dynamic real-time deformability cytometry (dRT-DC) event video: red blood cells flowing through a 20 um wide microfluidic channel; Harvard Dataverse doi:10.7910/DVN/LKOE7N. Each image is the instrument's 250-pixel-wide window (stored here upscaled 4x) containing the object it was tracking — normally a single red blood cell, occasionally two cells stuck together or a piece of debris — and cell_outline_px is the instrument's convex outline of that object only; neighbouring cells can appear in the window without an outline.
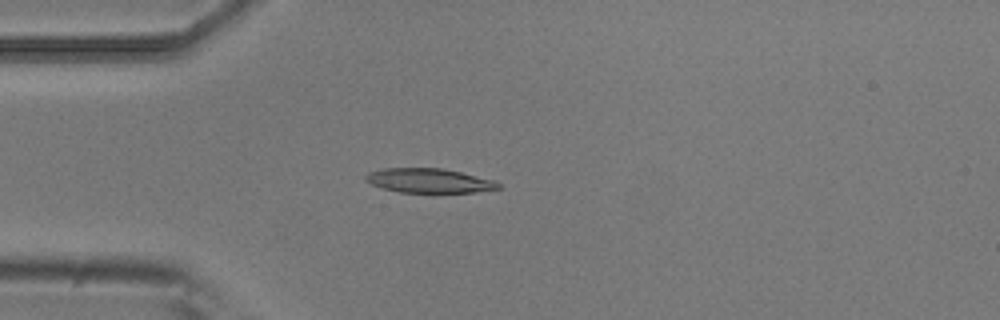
{"species": "common noctule bat (a hibernating species)", "species_latin": "Nyctalus noctula", "temperature_condition": "room temperature", "stored_images_in_passage": 4, "camera_frame_rate_fps": 3000, "um_per_image_px": 0.085, "animal": {"sex": "male", "body_mass_g": 20.5, "forearm_length_mm": 52.5}, "frame": {"image": 1, "passage_image": 3, "time_ms": 0.667, "image_size_px": [1000, 320], "cell_outline_px": [[500, 188], [476, 192], [400, 192], [384, 188], [372, 184], [364, 180], [364, 176], [368, 172], [384, 168], [444, 168], [492, 180], [500, 184]], "centroid_in_image_um": [36.43, 15.35], "position_along_channel_um": 48.6, "area_um2": 18.61}}